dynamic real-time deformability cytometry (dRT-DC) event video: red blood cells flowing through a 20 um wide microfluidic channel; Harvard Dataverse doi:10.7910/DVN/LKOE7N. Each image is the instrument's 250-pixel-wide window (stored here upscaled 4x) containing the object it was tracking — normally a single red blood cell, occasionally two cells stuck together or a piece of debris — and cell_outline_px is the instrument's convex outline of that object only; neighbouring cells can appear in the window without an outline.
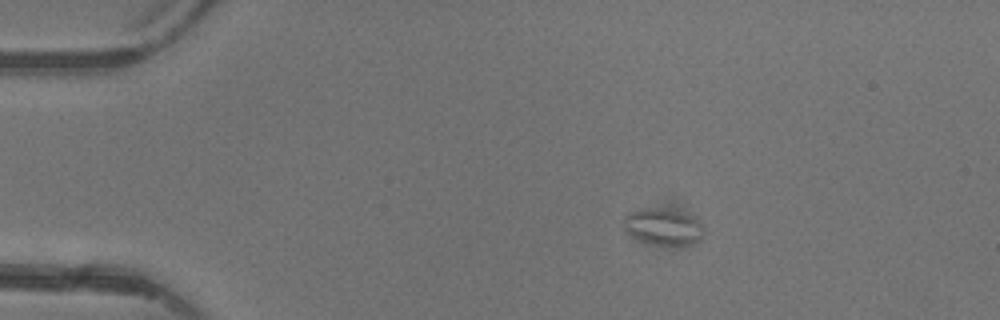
{"species": "common noctule bat (a hibernating species)", "species_latin": "Nyctalus noctula", "temperature_condition": "warm", "stored_images_in_passage": 3, "camera_frame_rate_fps": 3000, "um_per_image_px": 0.085, "animal": {"sex": "female"}, "frame": {"image": 1, "passage_image": 1, "time_ms": 0.0, "image_size_px": [1000, 320], "cell_outline_px": [[700, 240], [688, 244], [660, 244], [644, 240], [628, 232], [624, 228], [624, 216], [628, 212], [640, 208], [644, 208], [672, 212], [692, 216], [700, 224]], "centroid_in_image_um": [56.3, 19.26], "position_along_channel_um": 28.7, "area_um2": 15.72}}